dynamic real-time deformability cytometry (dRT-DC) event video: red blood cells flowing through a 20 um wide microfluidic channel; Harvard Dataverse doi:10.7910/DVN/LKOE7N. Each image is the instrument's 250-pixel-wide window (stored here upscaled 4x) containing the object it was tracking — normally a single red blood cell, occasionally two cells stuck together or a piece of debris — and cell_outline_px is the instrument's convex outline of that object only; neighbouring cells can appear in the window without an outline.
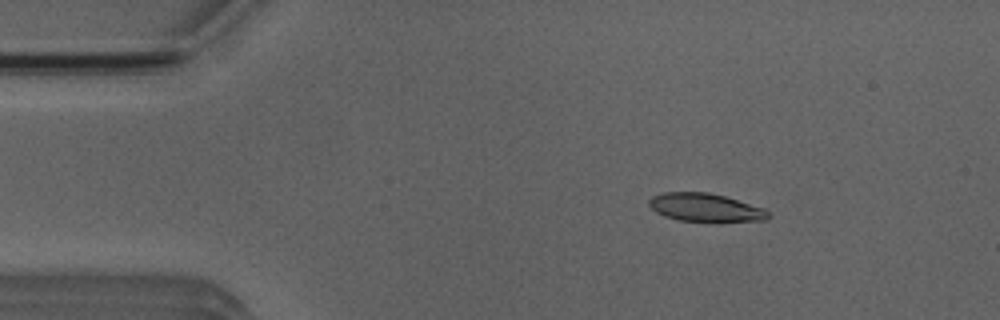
{"species": "Egyptian fruit bat (a non-hibernating species)", "species_latin": "Rousettus aegyptiacus", "temperature_condition": "room temperature", "stored_images_in_passage": 3, "camera_frame_rate_fps": 3000, "um_per_image_px": 0.085, "animal": {"sex": "male"}, "frame": {"image": 1, "passage_image": 1, "time_ms": 0.0, "image_size_px": [1000, 320], "cell_outline_px": [[772, 216], [768, 220], [720, 224], [680, 220], [664, 216], [656, 212], [648, 204], [648, 200], [652, 196], [664, 192], [708, 192], [724, 196], [764, 208]], "centroid_in_image_um": [60.02, 17.69], "position_along_channel_um": 25.0, "area_um2": 20.4}}